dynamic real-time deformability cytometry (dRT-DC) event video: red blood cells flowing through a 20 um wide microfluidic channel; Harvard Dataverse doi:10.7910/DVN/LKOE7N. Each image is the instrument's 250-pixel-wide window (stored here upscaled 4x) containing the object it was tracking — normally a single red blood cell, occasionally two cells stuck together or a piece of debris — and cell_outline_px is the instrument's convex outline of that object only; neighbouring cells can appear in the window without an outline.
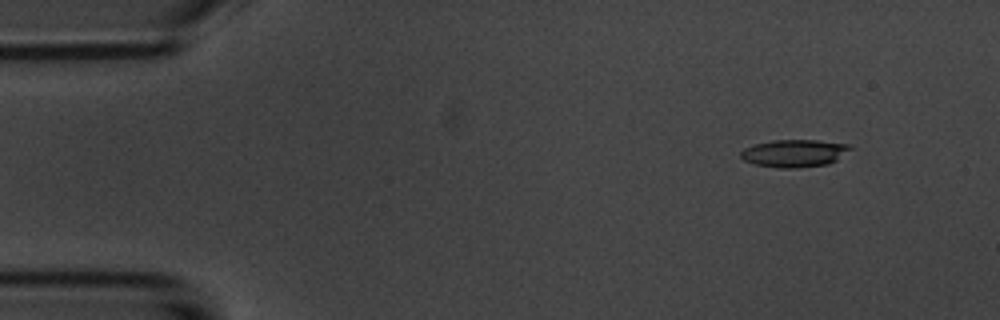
{"species": "common noctule bat (a hibernating species)", "species_latin": "Nyctalus noctula", "temperature_condition": "room temperature", "stored_images_in_passage": 5, "camera_frame_rate_fps": 3000, "um_per_image_px": 0.085, "animal": {"sex": "male", "body_mass_g": 20.1, "forearm_length_mm": 53.5}, "frame": {"image": 1, "passage_image": 1, "time_ms": 0.0, "image_size_px": [1000, 320], "cell_outline_px": [[856, 148], [836, 160], [828, 164], [800, 168], [776, 168], [756, 164], [744, 160], [740, 156], [740, 152], [744, 148], [752, 144], [772, 140], [816, 140], [848, 144]], "centroid_in_image_um": [67.54, 13.02], "position_along_channel_um": 17.5, "area_um2": 17.86}}
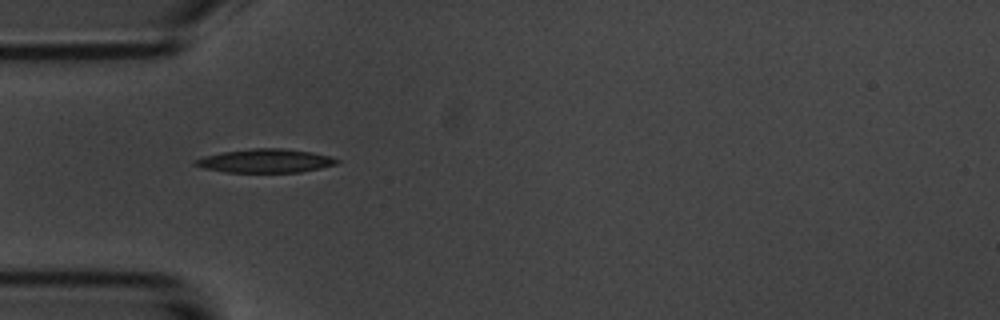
{"frame": {"image": 2, "passage_image": 4, "time_ms": 3.667, "image_size_px": [1000, 320], "cell_outline_px": [[340, 160], [336, 164], [320, 168], [300, 172], [228, 172], [204, 168], [192, 164], [192, 160], [204, 156], [224, 152], [252, 148], [280, 148], [312, 152], [328, 156]], "centroid_in_image_um": [22.53, 13.67], "position_along_channel_um": 62.5, "area_um2": 19.36}}
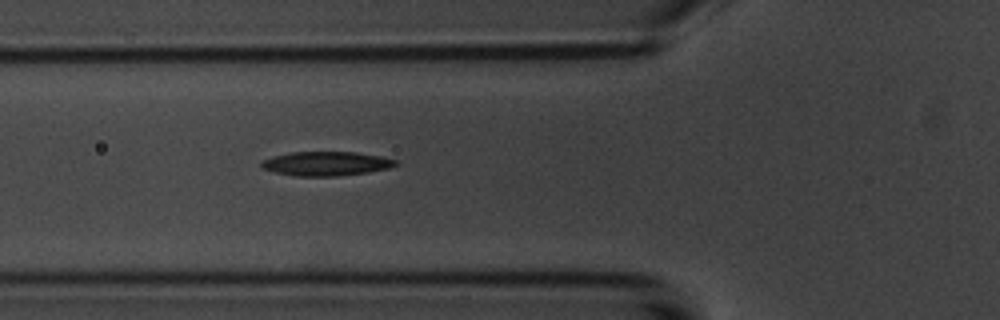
{"frame": {"image": 3, "passage_image": 5, "time_ms": 4.667, "image_size_px": [1000, 320], "cell_outline_px": [[396, 164], [388, 168], [368, 172], [336, 176], [292, 176], [276, 172], [264, 168], [260, 164], [264, 160], [276, 156], [292, 152], [356, 152], [380, 156], [396, 160]], "centroid_in_image_um": [27.73, 13.91], "position_along_channel_um": 98.1, "area_um2": 18.55}}